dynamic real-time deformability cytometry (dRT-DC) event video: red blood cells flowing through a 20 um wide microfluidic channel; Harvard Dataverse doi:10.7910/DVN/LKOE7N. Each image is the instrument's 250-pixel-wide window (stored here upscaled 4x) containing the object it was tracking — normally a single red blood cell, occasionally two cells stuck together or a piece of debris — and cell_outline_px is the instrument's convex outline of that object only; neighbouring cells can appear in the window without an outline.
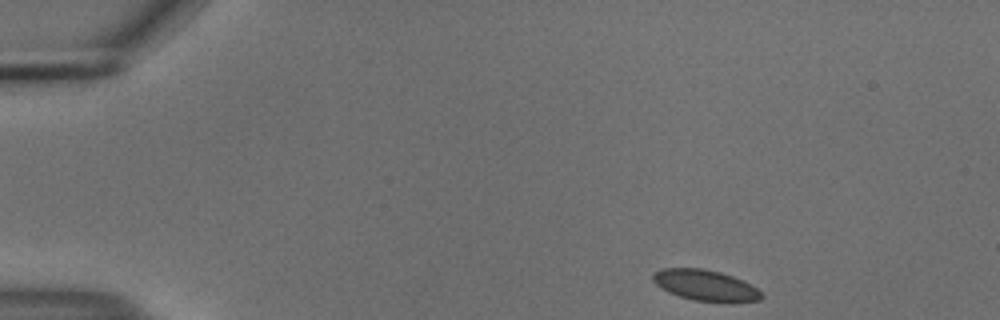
{"species": "common noctule bat (a hibernating species)", "species_latin": "Nyctalus noctula", "temperature_condition": "cold", "stored_images_in_passage": 48, "camera_frame_rate_fps": 3000, "um_per_image_px": 0.085, "animal": {"sex": "male", "body_mass_g": 18.8}, "frame": {"image": 1, "passage_image": 1, "time_ms": 0.0, "image_size_px": [1000, 320], "cell_outline_px": [[764, 296], [760, 300], [692, 300], [668, 292], [656, 284], [652, 280], [652, 272], [660, 268], [704, 268], [720, 272], [744, 280], [756, 288]], "centroid_in_image_um": [59.88, 24.2], "position_along_channel_um": 25.1, "area_um2": 19.07}}
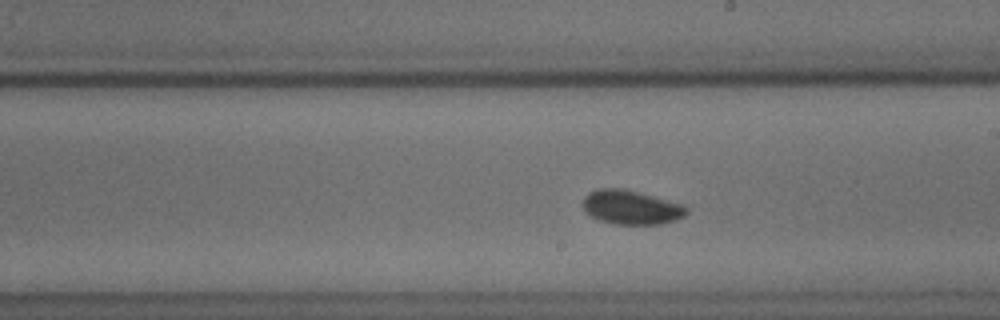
{"frame": {"image": 2, "passage_image": 25, "time_ms": 8.0, "image_size_px": [1000, 320], "cell_outline_px": [[688, 212], [684, 216], [676, 220], [660, 224], [612, 224], [600, 220], [584, 212], [580, 204], [584, 196], [588, 192], [600, 188], [620, 188], [684, 204], [688, 208]], "centroid_in_image_um": [53.6, 17.63], "position_along_channel_um": 235.4, "area_um2": 20.75}}
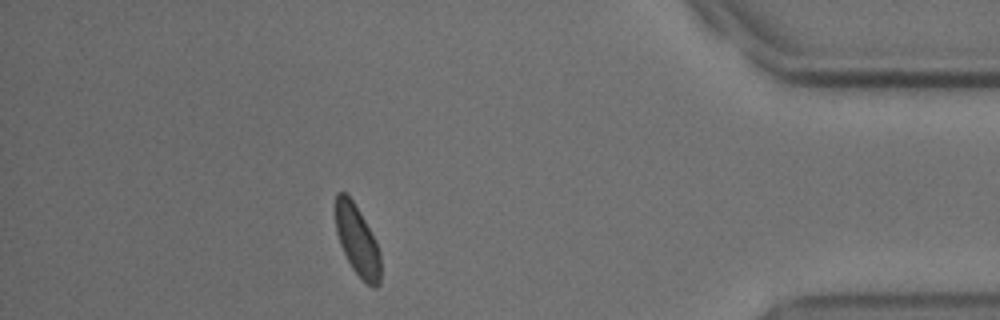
{"frame": {"image": 3, "passage_image": 42, "time_ms": 13.667, "image_size_px": [1000, 320], "cell_outline_px": [[380, 284], [376, 288], [372, 288], [352, 268], [340, 244], [336, 232], [336, 192], [344, 192], [352, 200], [376, 240], [380, 252]], "centroid_in_image_um": [30.38, 20.47], "position_along_channel_um": 404.8, "area_um2": 18.15}, "authors_computed_cell_mechanics": {"area_um2": 19.2185, "velocity_mm_per_s": 3.6687, "shape_relaxation_time_tau1_ms": 3.0436, "shape_relaxation_time_tau2_ms": null, "deformation_change_tau1": 0.0831, "deformation_change_tau2": null}}